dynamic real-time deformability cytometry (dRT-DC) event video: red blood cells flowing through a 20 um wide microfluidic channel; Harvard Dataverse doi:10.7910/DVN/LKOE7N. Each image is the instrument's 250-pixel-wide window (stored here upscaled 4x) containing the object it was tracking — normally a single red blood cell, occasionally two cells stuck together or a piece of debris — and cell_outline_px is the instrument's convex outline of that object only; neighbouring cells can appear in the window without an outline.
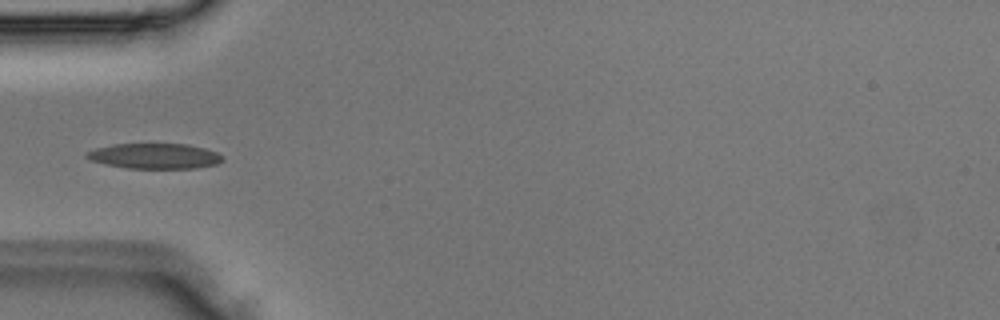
{"species": "Egyptian fruit bat (a non-hibernating species)", "species_latin": "Rousettus aegyptiacus", "temperature_condition": "room temperature", "stored_images_in_passage": 2, "camera_frame_rate_fps": 3000, "um_per_image_px": 0.085, "animal": {"sex": "male"}, "frame": {"image": 1, "passage_image": 2, "time_ms": 0.333, "image_size_px": [1000, 320], "cell_outline_px": [[224, 160], [216, 164], [196, 168], [128, 168], [88, 160], [84, 156], [84, 152], [96, 148], [112, 144], [188, 144], [204, 148], [216, 152], [224, 156]], "centroid_in_image_um": [13.13, 13.26], "position_along_channel_um": 71.9, "area_um2": 20.11}}